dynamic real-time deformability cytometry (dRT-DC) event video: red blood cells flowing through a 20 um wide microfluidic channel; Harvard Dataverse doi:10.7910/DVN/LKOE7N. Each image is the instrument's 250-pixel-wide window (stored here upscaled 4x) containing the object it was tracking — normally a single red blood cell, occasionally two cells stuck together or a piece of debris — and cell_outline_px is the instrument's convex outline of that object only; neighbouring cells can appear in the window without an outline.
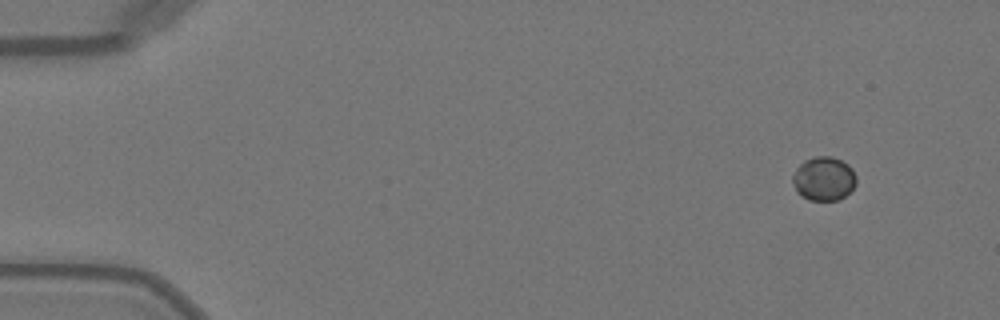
{"species": "Egyptian fruit bat (a non-hibernating species)", "species_latin": "Rousettus aegyptiacus", "temperature_condition": "warm", "stored_images_in_passage": 47, "camera_frame_rate_fps": 3000, "um_per_image_px": 0.085, "animal": {"sex": "female"}, "frame": {"image": 1, "passage_image": 1, "time_ms": 0.0, "image_size_px": [1000, 320], "cell_outline_px": [[856, 184], [840, 200], [808, 200], [800, 196], [796, 192], [792, 180], [792, 176], [796, 168], [804, 160], [816, 156], [832, 156], [848, 164], [852, 168], [856, 176]], "centroid_in_image_um": [70.0, 15.19], "position_along_channel_um": 15.0, "area_um2": 16.42}}
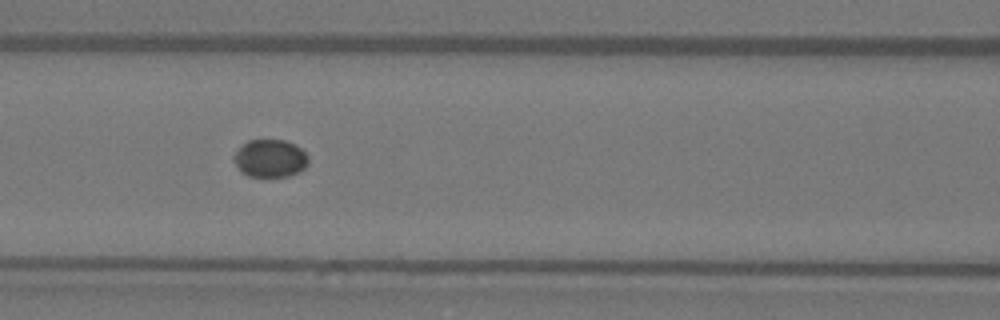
{"frame": {"image": 2, "passage_image": 19, "time_ms": 6.0, "image_size_px": [1000, 320], "cell_outline_px": [[308, 164], [300, 172], [288, 176], [248, 176], [240, 172], [232, 160], [232, 156], [248, 140], [284, 140], [300, 148], [308, 156]], "centroid_in_image_um": [22.94, 13.48], "position_along_channel_um": 143.7, "area_um2": 16.36}}
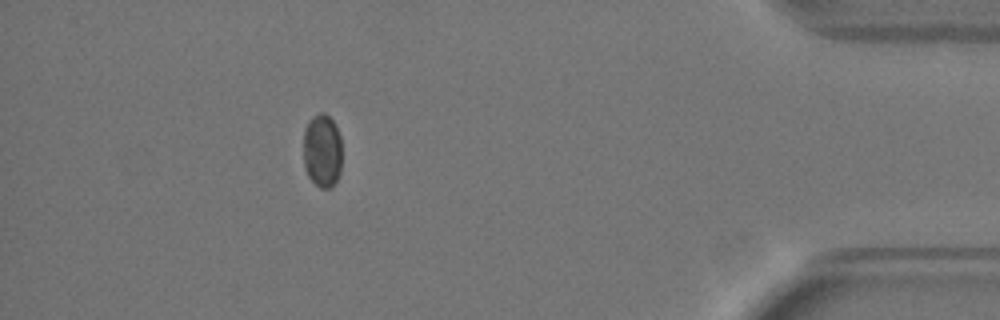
{"frame": {"image": 3, "passage_image": 42, "time_ms": 13.667, "image_size_px": [1000, 320], "cell_outline_px": [[340, 172], [336, 180], [328, 188], [320, 188], [308, 176], [304, 168], [304, 128], [308, 120], [312, 116], [320, 112], [324, 112], [332, 120], [340, 136]], "centroid_in_image_um": [27.36, 12.78], "position_along_channel_um": 407.8, "area_um2": 16.42}, "authors_computed_cell_mechanics": {"area_um2": 16.7042, "velocity_mm_per_s": 4.0868, "shape_relaxation_time_tau1_ms": 2.5897, "shape_relaxation_time_tau2_ms": null, "deformation_change_tau1": 0.0378, "deformation_change_tau2": null}}